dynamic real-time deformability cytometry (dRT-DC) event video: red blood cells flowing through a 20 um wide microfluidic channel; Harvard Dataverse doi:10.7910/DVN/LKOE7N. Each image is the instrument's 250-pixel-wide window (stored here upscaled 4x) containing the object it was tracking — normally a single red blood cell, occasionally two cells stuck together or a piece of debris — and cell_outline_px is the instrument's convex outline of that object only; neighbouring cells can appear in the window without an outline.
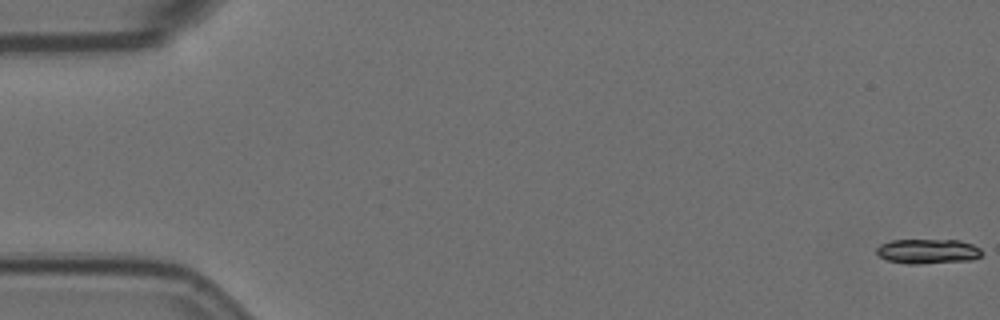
{"species": "Egyptian fruit bat (a non-hibernating species)", "species_latin": "Rousettus aegyptiacus", "temperature_condition": "room temperature", "stored_images_in_passage": 57, "camera_frame_rate_fps": 3000, "um_per_image_px": 0.085, "animal": {"sex": "female"}, "frame": {"image": 1, "passage_image": 1, "time_ms": 0.0, "image_size_px": [1000, 320], "cell_outline_px": [[984, 252], [980, 256], [972, 260], [920, 264], [908, 264], [888, 260], [880, 256], [876, 252], [876, 248], [880, 244], [892, 240], [960, 240], [972, 244], [980, 248]], "centroid_in_image_um": [78.89, 21.36], "position_along_channel_um": 6.1, "area_um2": 15.26}}
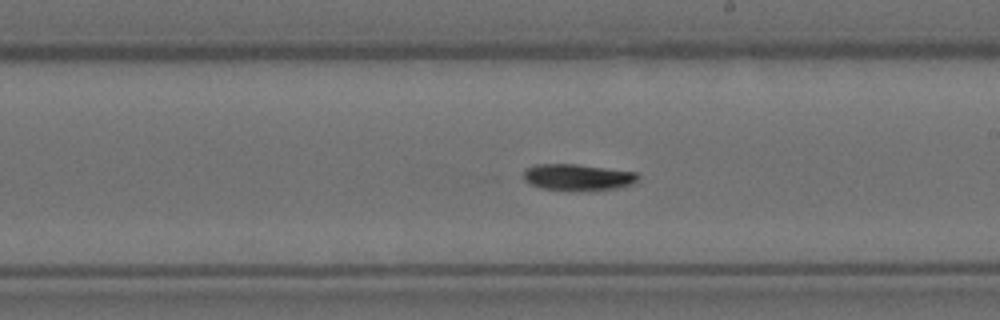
{"frame": {"image": 2, "passage_image": 33, "time_ms": 10.667, "image_size_px": [1000, 320], "cell_outline_px": [[640, 176], [632, 184], [616, 188], [540, 188], [524, 180], [524, 168], [536, 164], [576, 164], [636, 172]], "centroid_in_image_um": [49.08, 15.01], "position_along_channel_um": 239.9, "area_um2": 16.76}}
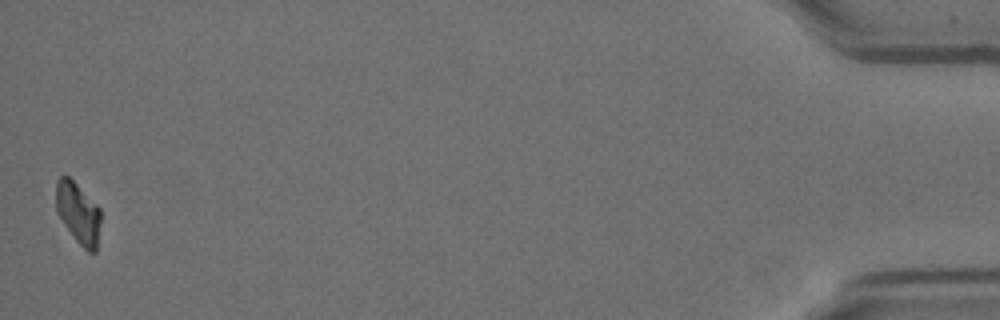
{"frame": {"image": 3, "passage_image": 57, "time_ms": 18.667, "image_size_px": [1000, 320], "cell_outline_px": [[100, 220], [96, 252], [88, 252], [76, 240], [64, 224], [56, 212], [56, 180], [60, 176], [68, 176], [100, 208]], "centroid_in_image_um": [6.63, 18.11], "position_along_channel_um": 428.6, "area_um2": 15.72}, "authors_computed_cell_mechanics": {"area_um2": 16.9932, "velocity_mm_per_s": 3.5469, "shape_relaxation_time_tau1_ms": 5.6239, "shape_relaxation_time_tau2_ms": null, "deformation_change_tau1": 0.1853, "deformation_change_tau2": null}}